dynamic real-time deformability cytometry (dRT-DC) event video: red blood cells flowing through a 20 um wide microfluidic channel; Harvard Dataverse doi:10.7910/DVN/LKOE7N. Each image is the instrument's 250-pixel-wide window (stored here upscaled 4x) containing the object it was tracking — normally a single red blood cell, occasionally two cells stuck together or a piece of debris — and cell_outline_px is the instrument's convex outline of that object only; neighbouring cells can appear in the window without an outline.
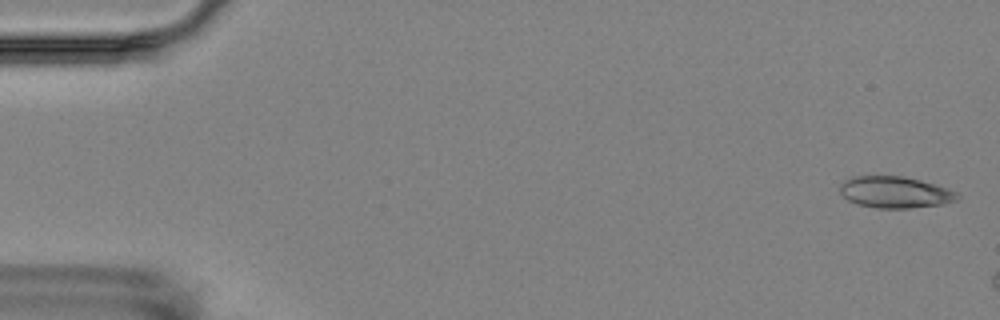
{"species": "Egyptian fruit bat (a non-hibernating species)", "species_latin": "Rousettus aegyptiacus", "temperature_condition": "room temperature", "stored_images_in_passage": 3, "camera_frame_rate_fps": 3000, "um_per_image_px": 0.085, "animal": {"sex": "female"}, "frame": {"image": 1, "passage_image": 1, "time_ms": 0.0, "image_size_px": [1000, 320], "cell_outline_px": [[960, 196], [956, 200], [940, 204], [908, 208], [876, 208], [856, 204], [848, 200], [840, 192], [840, 184], [844, 180], [852, 176], [904, 176], [920, 180], [956, 192]], "centroid_in_image_um": [76.01, 16.33], "position_along_channel_um": 9.0, "area_um2": 21.33}}